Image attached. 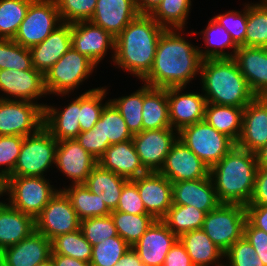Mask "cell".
Masks as SVG:
<instances>
[{
	"label": "cell",
	"instance_id": "1",
	"mask_svg": "<svg viewBox=\"0 0 267 266\" xmlns=\"http://www.w3.org/2000/svg\"><path fill=\"white\" fill-rule=\"evenodd\" d=\"M177 29H165L158 40L154 63L142 80L153 88L186 87L200 73L199 48L187 42Z\"/></svg>",
	"mask_w": 267,
	"mask_h": 266
},
{
	"label": "cell",
	"instance_id": "2",
	"mask_svg": "<svg viewBox=\"0 0 267 266\" xmlns=\"http://www.w3.org/2000/svg\"><path fill=\"white\" fill-rule=\"evenodd\" d=\"M164 31L150 15L139 14L115 38L113 62L143 80L152 69Z\"/></svg>",
	"mask_w": 267,
	"mask_h": 266
},
{
	"label": "cell",
	"instance_id": "3",
	"mask_svg": "<svg viewBox=\"0 0 267 266\" xmlns=\"http://www.w3.org/2000/svg\"><path fill=\"white\" fill-rule=\"evenodd\" d=\"M257 170L256 154L234 146L210 168L209 176L219 202L244 206L249 204Z\"/></svg>",
	"mask_w": 267,
	"mask_h": 266
},
{
	"label": "cell",
	"instance_id": "4",
	"mask_svg": "<svg viewBox=\"0 0 267 266\" xmlns=\"http://www.w3.org/2000/svg\"><path fill=\"white\" fill-rule=\"evenodd\" d=\"M200 75L208 103L244 108L256 98L234 58L204 59Z\"/></svg>",
	"mask_w": 267,
	"mask_h": 266
},
{
	"label": "cell",
	"instance_id": "5",
	"mask_svg": "<svg viewBox=\"0 0 267 266\" xmlns=\"http://www.w3.org/2000/svg\"><path fill=\"white\" fill-rule=\"evenodd\" d=\"M58 141L42 126L37 132L23 139L13 173L9 177H44L55 163Z\"/></svg>",
	"mask_w": 267,
	"mask_h": 266
},
{
	"label": "cell",
	"instance_id": "6",
	"mask_svg": "<svg viewBox=\"0 0 267 266\" xmlns=\"http://www.w3.org/2000/svg\"><path fill=\"white\" fill-rule=\"evenodd\" d=\"M178 139L194 152L210 169L234 147L236 143L218 132L206 120L183 127Z\"/></svg>",
	"mask_w": 267,
	"mask_h": 266
},
{
	"label": "cell",
	"instance_id": "7",
	"mask_svg": "<svg viewBox=\"0 0 267 266\" xmlns=\"http://www.w3.org/2000/svg\"><path fill=\"white\" fill-rule=\"evenodd\" d=\"M246 210L240 204H220L205 215L203 231L224 253L244 235Z\"/></svg>",
	"mask_w": 267,
	"mask_h": 266
},
{
	"label": "cell",
	"instance_id": "8",
	"mask_svg": "<svg viewBox=\"0 0 267 266\" xmlns=\"http://www.w3.org/2000/svg\"><path fill=\"white\" fill-rule=\"evenodd\" d=\"M57 191L45 177L20 176L8 177L5 180L9 204L34 219Z\"/></svg>",
	"mask_w": 267,
	"mask_h": 266
},
{
	"label": "cell",
	"instance_id": "9",
	"mask_svg": "<svg viewBox=\"0 0 267 266\" xmlns=\"http://www.w3.org/2000/svg\"><path fill=\"white\" fill-rule=\"evenodd\" d=\"M97 65L71 48L45 73L48 94L68 95L87 79Z\"/></svg>",
	"mask_w": 267,
	"mask_h": 266
},
{
	"label": "cell",
	"instance_id": "10",
	"mask_svg": "<svg viewBox=\"0 0 267 266\" xmlns=\"http://www.w3.org/2000/svg\"><path fill=\"white\" fill-rule=\"evenodd\" d=\"M62 23L55 0H33L13 40L30 49Z\"/></svg>",
	"mask_w": 267,
	"mask_h": 266
},
{
	"label": "cell",
	"instance_id": "11",
	"mask_svg": "<svg viewBox=\"0 0 267 266\" xmlns=\"http://www.w3.org/2000/svg\"><path fill=\"white\" fill-rule=\"evenodd\" d=\"M0 97V135L27 136L43 126L44 106Z\"/></svg>",
	"mask_w": 267,
	"mask_h": 266
},
{
	"label": "cell",
	"instance_id": "12",
	"mask_svg": "<svg viewBox=\"0 0 267 266\" xmlns=\"http://www.w3.org/2000/svg\"><path fill=\"white\" fill-rule=\"evenodd\" d=\"M81 220L69 198L60 189L35 218V230L49 240L56 236L80 229Z\"/></svg>",
	"mask_w": 267,
	"mask_h": 266
},
{
	"label": "cell",
	"instance_id": "13",
	"mask_svg": "<svg viewBox=\"0 0 267 266\" xmlns=\"http://www.w3.org/2000/svg\"><path fill=\"white\" fill-rule=\"evenodd\" d=\"M174 129L142 130L134 134L132 141L143 167L148 172H159L172 145L178 139Z\"/></svg>",
	"mask_w": 267,
	"mask_h": 266
},
{
	"label": "cell",
	"instance_id": "14",
	"mask_svg": "<svg viewBox=\"0 0 267 266\" xmlns=\"http://www.w3.org/2000/svg\"><path fill=\"white\" fill-rule=\"evenodd\" d=\"M159 173L171 183L209 177L208 166L179 139L172 145Z\"/></svg>",
	"mask_w": 267,
	"mask_h": 266
},
{
	"label": "cell",
	"instance_id": "15",
	"mask_svg": "<svg viewBox=\"0 0 267 266\" xmlns=\"http://www.w3.org/2000/svg\"><path fill=\"white\" fill-rule=\"evenodd\" d=\"M71 46L97 65L108 48L115 50V37L91 21L77 22L71 24Z\"/></svg>",
	"mask_w": 267,
	"mask_h": 266
},
{
	"label": "cell",
	"instance_id": "16",
	"mask_svg": "<svg viewBox=\"0 0 267 266\" xmlns=\"http://www.w3.org/2000/svg\"><path fill=\"white\" fill-rule=\"evenodd\" d=\"M146 212L162 220L172 206V183L159 172H148L133 179Z\"/></svg>",
	"mask_w": 267,
	"mask_h": 266
},
{
	"label": "cell",
	"instance_id": "17",
	"mask_svg": "<svg viewBox=\"0 0 267 266\" xmlns=\"http://www.w3.org/2000/svg\"><path fill=\"white\" fill-rule=\"evenodd\" d=\"M74 184H84L98 161L76 139L58 141L54 163Z\"/></svg>",
	"mask_w": 267,
	"mask_h": 266
},
{
	"label": "cell",
	"instance_id": "18",
	"mask_svg": "<svg viewBox=\"0 0 267 266\" xmlns=\"http://www.w3.org/2000/svg\"><path fill=\"white\" fill-rule=\"evenodd\" d=\"M0 91L16 98L13 100L32 103L34 99L48 94L44 74L34 67L30 70H0Z\"/></svg>",
	"mask_w": 267,
	"mask_h": 266
},
{
	"label": "cell",
	"instance_id": "19",
	"mask_svg": "<svg viewBox=\"0 0 267 266\" xmlns=\"http://www.w3.org/2000/svg\"><path fill=\"white\" fill-rule=\"evenodd\" d=\"M185 87L167 88L171 128L178 133L183 127L204 120L206 98L198 93H181ZM181 93V95H180ZM176 128V129H175Z\"/></svg>",
	"mask_w": 267,
	"mask_h": 266
},
{
	"label": "cell",
	"instance_id": "20",
	"mask_svg": "<svg viewBox=\"0 0 267 266\" xmlns=\"http://www.w3.org/2000/svg\"><path fill=\"white\" fill-rule=\"evenodd\" d=\"M178 237L162 220H156L132 246L145 266H163Z\"/></svg>",
	"mask_w": 267,
	"mask_h": 266
},
{
	"label": "cell",
	"instance_id": "21",
	"mask_svg": "<svg viewBox=\"0 0 267 266\" xmlns=\"http://www.w3.org/2000/svg\"><path fill=\"white\" fill-rule=\"evenodd\" d=\"M51 240L34 230L19 243L0 252L3 266H37L50 259Z\"/></svg>",
	"mask_w": 267,
	"mask_h": 266
},
{
	"label": "cell",
	"instance_id": "22",
	"mask_svg": "<svg viewBox=\"0 0 267 266\" xmlns=\"http://www.w3.org/2000/svg\"><path fill=\"white\" fill-rule=\"evenodd\" d=\"M172 204L194 206L207 214L221 203L209 176L197 180L172 183Z\"/></svg>",
	"mask_w": 267,
	"mask_h": 266
},
{
	"label": "cell",
	"instance_id": "23",
	"mask_svg": "<svg viewBox=\"0 0 267 266\" xmlns=\"http://www.w3.org/2000/svg\"><path fill=\"white\" fill-rule=\"evenodd\" d=\"M138 15L136 0H97L90 21L116 38Z\"/></svg>",
	"mask_w": 267,
	"mask_h": 266
},
{
	"label": "cell",
	"instance_id": "24",
	"mask_svg": "<svg viewBox=\"0 0 267 266\" xmlns=\"http://www.w3.org/2000/svg\"><path fill=\"white\" fill-rule=\"evenodd\" d=\"M267 144V108L255 98L243 111L242 130L236 145L252 153Z\"/></svg>",
	"mask_w": 267,
	"mask_h": 266
},
{
	"label": "cell",
	"instance_id": "25",
	"mask_svg": "<svg viewBox=\"0 0 267 266\" xmlns=\"http://www.w3.org/2000/svg\"><path fill=\"white\" fill-rule=\"evenodd\" d=\"M98 164L128 180L148 173L140 161L132 140L110 145L99 158Z\"/></svg>",
	"mask_w": 267,
	"mask_h": 266
},
{
	"label": "cell",
	"instance_id": "26",
	"mask_svg": "<svg viewBox=\"0 0 267 266\" xmlns=\"http://www.w3.org/2000/svg\"><path fill=\"white\" fill-rule=\"evenodd\" d=\"M234 59L255 96L267 91V48L239 46Z\"/></svg>",
	"mask_w": 267,
	"mask_h": 266
},
{
	"label": "cell",
	"instance_id": "27",
	"mask_svg": "<svg viewBox=\"0 0 267 266\" xmlns=\"http://www.w3.org/2000/svg\"><path fill=\"white\" fill-rule=\"evenodd\" d=\"M71 48V24L62 23L41 43L30 48L32 65L45 73Z\"/></svg>",
	"mask_w": 267,
	"mask_h": 266
},
{
	"label": "cell",
	"instance_id": "28",
	"mask_svg": "<svg viewBox=\"0 0 267 266\" xmlns=\"http://www.w3.org/2000/svg\"><path fill=\"white\" fill-rule=\"evenodd\" d=\"M35 230V219L9 203L0 204V252L13 246Z\"/></svg>",
	"mask_w": 267,
	"mask_h": 266
},
{
	"label": "cell",
	"instance_id": "29",
	"mask_svg": "<svg viewBox=\"0 0 267 266\" xmlns=\"http://www.w3.org/2000/svg\"><path fill=\"white\" fill-rule=\"evenodd\" d=\"M80 95L62 111L44 106L43 126L57 140L76 139L81 132L79 124Z\"/></svg>",
	"mask_w": 267,
	"mask_h": 266
},
{
	"label": "cell",
	"instance_id": "30",
	"mask_svg": "<svg viewBox=\"0 0 267 266\" xmlns=\"http://www.w3.org/2000/svg\"><path fill=\"white\" fill-rule=\"evenodd\" d=\"M142 126L143 130L171 128L167 88H153L144 84Z\"/></svg>",
	"mask_w": 267,
	"mask_h": 266
},
{
	"label": "cell",
	"instance_id": "31",
	"mask_svg": "<svg viewBox=\"0 0 267 266\" xmlns=\"http://www.w3.org/2000/svg\"><path fill=\"white\" fill-rule=\"evenodd\" d=\"M194 266H224L219 264L224 252L216 246L203 229L185 232L178 237Z\"/></svg>",
	"mask_w": 267,
	"mask_h": 266
},
{
	"label": "cell",
	"instance_id": "32",
	"mask_svg": "<svg viewBox=\"0 0 267 266\" xmlns=\"http://www.w3.org/2000/svg\"><path fill=\"white\" fill-rule=\"evenodd\" d=\"M128 179L117 175L116 173L104 169L97 164L84 185L96 195L102 193V200L110 211L116 210L122 188Z\"/></svg>",
	"mask_w": 267,
	"mask_h": 266
},
{
	"label": "cell",
	"instance_id": "33",
	"mask_svg": "<svg viewBox=\"0 0 267 266\" xmlns=\"http://www.w3.org/2000/svg\"><path fill=\"white\" fill-rule=\"evenodd\" d=\"M243 111L244 108L207 102L204 119L218 132L225 134L236 143L242 130Z\"/></svg>",
	"mask_w": 267,
	"mask_h": 266
},
{
	"label": "cell",
	"instance_id": "34",
	"mask_svg": "<svg viewBox=\"0 0 267 266\" xmlns=\"http://www.w3.org/2000/svg\"><path fill=\"white\" fill-rule=\"evenodd\" d=\"M61 190L69 198L81 221L111 214V211L102 200V193L99 196L93 194L84 184H73L69 188Z\"/></svg>",
	"mask_w": 267,
	"mask_h": 266
},
{
	"label": "cell",
	"instance_id": "35",
	"mask_svg": "<svg viewBox=\"0 0 267 266\" xmlns=\"http://www.w3.org/2000/svg\"><path fill=\"white\" fill-rule=\"evenodd\" d=\"M110 145L132 140L133 134L128 129L124 118L111 101L104 106L101 117L94 126Z\"/></svg>",
	"mask_w": 267,
	"mask_h": 266
},
{
	"label": "cell",
	"instance_id": "36",
	"mask_svg": "<svg viewBox=\"0 0 267 266\" xmlns=\"http://www.w3.org/2000/svg\"><path fill=\"white\" fill-rule=\"evenodd\" d=\"M204 35L203 39L205 44L209 47L205 51L199 49L201 58L204 59H221V58H234L238 46L232 40L227 30L216 22L213 18L210 19L208 26L204 31H201ZM217 47H220L217 49ZM232 48L233 54L225 52L222 49Z\"/></svg>",
	"mask_w": 267,
	"mask_h": 266
},
{
	"label": "cell",
	"instance_id": "37",
	"mask_svg": "<svg viewBox=\"0 0 267 266\" xmlns=\"http://www.w3.org/2000/svg\"><path fill=\"white\" fill-rule=\"evenodd\" d=\"M205 215L194 206L172 204L162 221L179 237L185 232L202 229Z\"/></svg>",
	"mask_w": 267,
	"mask_h": 266
},
{
	"label": "cell",
	"instance_id": "38",
	"mask_svg": "<svg viewBox=\"0 0 267 266\" xmlns=\"http://www.w3.org/2000/svg\"><path fill=\"white\" fill-rule=\"evenodd\" d=\"M118 235L132 247L148 228L156 221L150 214H129L119 211H111Z\"/></svg>",
	"mask_w": 267,
	"mask_h": 266
},
{
	"label": "cell",
	"instance_id": "39",
	"mask_svg": "<svg viewBox=\"0 0 267 266\" xmlns=\"http://www.w3.org/2000/svg\"><path fill=\"white\" fill-rule=\"evenodd\" d=\"M252 4H247L245 46L267 48V0Z\"/></svg>",
	"mask_w": 267,
	"mask_h": 266
},
{
	"label": "cell",
	"instance_id": "40",
	"mask_svg": "<svg viewBox=\"0 0 267 266\" xmlns=\"http://www.w3.org/2000/svg\"><path fill=\"white\" fill-rule=\"evenodd\" d=\"M190 6L191 0H162L150 16L161 27L180 31L184 30Z\"/></svg>",
	"mask_w": 267,
	"mask_h": 266
},
{
	"label": "cell",
	"instance_id": "41",
	"mask_svg": "<svg viewBox=\"0 0 267 266\" xmlns=\"http://www.w3.org/2000/svg\"><path fill=\"white\" fill-rule=\"evenodd\" d=\"M51 254L70 256L90 263L92 245L85 239L81 229L56 236L51 240Z\"/></svg>",
	"mask_w": 267,
	"mask_h": 266
},
{
	"label": "cell",
	"instance_id": "42",
	"mask_svg": "<svg viewBox=\"0 0 267 266\" xmlns=\"http://www.w3.org/2000/svg\"><path fill=\"white\" fill-rule=\"evenodd\" d=\"M33 0H0V38L14 39Z\"/></svg>",
	"mask_w": 267,
	"mask_h": 266
},
{
	"label": "cell",
	"instance_id": "43",
	"mask_svg": "<svg viewBox=\"0 0 267 266\" xmlns=\"http://www.w3.org/2000/svg\"><path fill=\"white\" fill-rule=\"evenodd\" d=\"M106 88L89 89L80 95L79 124L81 132L91 130L101 117L104 105L101 104L106 97Z\"/></svg>",
	"mask_w": 267,
	"mask_h": 266
},
{
	"label": "cell",
	"instance_id": "44",
	"mask_svg": "<svg viewBox=\"0 0 267 266\" xmlns=\"http://www.w3.org/2000/svg\"><path fill=\"white\" fill-rule=\"evenodd\" d=\"M118 109L131 133L137 134L143 130L142 108H143V86L129 96L110 100Z\"/></svg>",
	"mask_w": 267,
	"mask_h": 266
},
{
	"label": "cell",
	"instance_id": "45",
	"mask_svg": "<svg viewBox=\"0 0 267 266\" xmlns=\"http://www.w3.org/2000/svg\"><path fill=\"white\" fill-rule=\"evenodd\" d=\"M130 246L119 235L92 246L90 266H114Z\"/></svg>",
	"mask_w": 267,
	"mask_h": 266
},
{
	"label": "cell",
	"instance_id": "46",
	"mask_svg": "<svg viewBox=\"0 0 267 266\" xmlns=\"http://www.w3.org/2000/svg\"><path fill=\"white\" fill-rule=\"evenodd\" d=\"M33 68L29 48H25L12 39L0 38V70H30Z\"/></svg>",
	"mask_w": 267,
	"mask_h": 266
},
{
	"label": "cell",
	"instance_id": "47",
	"mask_svg": "<svg viewBox=\"0 0 267 266\" xmlns=\"http://www.w3.org/2000/svg\"><path fill=\"white\" fill-rule=\"evenodd\" d=\"M63 23L90 21L95 12L97 0H55Z\"/></svg>",
	"mask_w": 267,
	"mask_h": 266
},
{
	"label": "cell",
	"instance_id": "48",
	"mask_svg": "<svg viewBox=\"0 0 267 266\" xmlns=\"http://www.w3.org/2000/svg\"><path fill=\"white\" fill-rule=\"evenodd\" d=\"M80 229L85 239L92 245L118 236L114 221L111 215L87 218L81 221Z\"/></svg>",
	"mask_w": 267,
	"mask_h": 266
},
{
	"label": "cell",
	"instance_id": "49",
	"mask_svg": "<svg viewBox=\"0 0 267 266\" xmlns=\"http://www.w3.org/2000/svg\"><path fill=\"white\" fill-rule=\"evenodd\" d=\"M23 136L0 135V175L6 180L14 171L20 149L23 143Z\"/></svg>",
	"mask_w": 267,
	"mask_h": 266
},
{
	"label": "cell",
	"instance_id": "50",
	"mask_svg": "<svg viewBox=\"0 0 267 266\" xmlns=\"http://www.w3.org/2000/svg\"><path fill=\"white\" fill-rule=\"evenodd\" d=\"M243 10L240 11L231 10L227 13L217 15L213 19L222 25L230 34L234 43L239 46H245V33L247 27V4Z\"/></svg>",
	"mask_w": 267,
	"mask_h": 266
},
{
	"label": "cell",
	"instance_id": "51",
	"mask_svg": "<svg viewBox=\"0 0 267 266\" xmlns=\"http://www.w3.org/2000/svg\"><path fill=\"white\" fill-rule=\"evenodd\" d=\"M226 257L229 260L228 266H264L256 255L255 249L244 236L224 253V258Z\"/></svg>",
	"mask_w": 267,
	"mask_h": 266
},
{
	"label": "cell",
	"instance_id": "52",
	"mask_svg": "<svg viewBox=\"0 0 267 266\" xmlns=\"http://www.w3.org/2000/svg\"><path fill=\"white\" fill-rule=\"evenodd\" d=\"M115 211L129 214H148L142 202L136 183L128 180L122 188V193Z\"/></svg>",
	"mask_w": 267,
	"mask_h": 266
},
{
	"label": "cell",
	"instance_id": "53",
	"mask_svg": "<svg viewBox=\"0 0 267 266\" xmlns=\"http://www.w3.org/2000/svg\"><path fill=\"white\" fill-rule=\"evenodd\" d=\"M76 140L97 161L110 146V143H104L103 137L95 127L91 130L80 132Z\"/></svg>",
	"mask_w": 267,
	"mask_h": 266
},
{
	"label": "cell",
	"instance_id": "54",
	"mask_svg": "<svg viewBox=\"0 0 267 266\" xmlns=\"http://www.w3.org/2000/svg\"><path fill=\"white\" fill-rule=\"evenodd\" d=\"M256 251V255L267 266V233L253 227L247 220L244 225L243 235Z\"/></svg>",
	"mask_w": 267,
	"mask_h": 266
},
{
	"label": "cell",
	"instance_id": "55",
	"mask_svg": "<svg viewBox=\"0 0 267 266\" xmlns=\"http://www.w3.org/2000/svg\"><path fill=\"white\" fill-rule=\"evenodd\" d=\"M247 205L267 206V167H258L251 200Z\"/></svg>",
	"mask_w": 267,
	"mask_h": 266
},
{
	"label": "cell",
	"instance_id": "56",
	"mask_svg": "<svg viewBox=\"0 0 267 266\" xmlns=\"http://www.w3.org/2000/svg\"><path fill=\"white\" fill-rule=\"evenodd\" d=\"M163 266H194L185 247L177 240L167 253Z\"/></svg>",
	"mask_w": 267,
	"mask_h": 266
},
{
	"label": "cell",
	"instance_id": "57",
	"mask_svg": "<svg viewBox=\"0 0 267 266\" xmlns=\"http://www.w3.org/2000/svg\"><path fill=\"white\" fill-rule=\"evenodd\" d=\"M246 220L255 228L267 233V206L246 205Z\"/></svg>",
	"mask_w": 267,
	"mask_h": 266
},
{
	"label": "cell",
	"instance_id": "58",
	"mask_svg": "<svg viewBox=\"0 0 267 266\" xmlns=\"http://www.w3.org/2000/svg\"><path fill=\"white\" fill-rule=\"evenodd\" d=\"M50 258L54 266H90V263L71 258L70 256L51 254Z\"/></svg>",
	"mask_w": 267,
	"mask_h": 266
},
{
	"label": "cell",
	"instance_id": "59",
	"mask_svg": "<svg viewBox=\"0 0 267 266\" xmlns=\"http://www.w3.org/2000/svg\"><path fill=\"white\" fill-rule=\"evenodd\" d=\"M114 266H145L138 253L130 247Z\"/></svg>",
	"mask_w": 267,
	"mask_h": 266
},
{
	"label": "cell",
	"instance_id": "60",
	"mask_svg": "<svg viewBox=\"0 0 267 266\" xmlns=\"http://www.w3.org/2000/svg\"><path fill=\"white\" fill-rule=\"evenodd\" d=\"M162 0H136V7L139 14L150 15Z\"/></svg>",
	"mask_w": 267,
	"mask_h": 266
},
{
	"label": "cell",
	"instance_id": "61",
	"mask_svg": "<svg viewBox=\"0 0 267 266\" xmlns=\"http://www.w3.org/2000/svg\"><path fill=\"white\" fill-rule=\"evenodd\" d=\"M258 167H267V144L256 153Z\"/></svg>",
	"mask_w": 267,
	"mask_h": 266
},
{
	"label": "cell",
	"instance_id": "62",
	"mask_svg": "<svg viewBox=\"0 0 267 266\" xmlns=\"http://www.w3.org/2000/svg\"><path fill=\"white\" fill-rule=\"evenodd\" d=\"M5 193V179L0 175V196ZM2 202L0 201V204Z\"/></svg>",
	"mask_w": 267,
	"mask_h": 266
},
{
	"label": "cell",
	"instance_id": "63",
	"mask_svg": "<svg viewBox=\"0 0 267 266\" xmlns=\"http://www.w3.org/2000/svg\"><path fill=\"white\" fill-rule=\"evenodd\" d=\"M37 266H54V264L51 261V258L41 264H38Z\"/></svg>",
	"mask_w": 267,
	"mask_h": 266
},
{
	"label": "cell",
	"instance_id": "64",
	"mask_svg": "<svg viewBox=\"0 0 267 266\" xmlns=\"http://www.w3.org/2000/svg\"><path fill=\"white\" fill-rule=\"evenodd\" d=\"M256 98L267 108V100L262 95Z\"/></svg>",
	"mask_w": 267,
	"mask_h": 266
},
{
	"label": "cell",
	"instance_id": "65",
	"mask_svg": "<svg viewBox=\"0 0 267 266\" xmlns=\"http://www.w3.org/2000/svg\"><path fill=\"white\" fill-rule=\"evenodd\" d=\"M262 96L267 100V91Z\"/></svg>",
	"mask_w": 267,
	"mask_h": 266
}]
</instances>
